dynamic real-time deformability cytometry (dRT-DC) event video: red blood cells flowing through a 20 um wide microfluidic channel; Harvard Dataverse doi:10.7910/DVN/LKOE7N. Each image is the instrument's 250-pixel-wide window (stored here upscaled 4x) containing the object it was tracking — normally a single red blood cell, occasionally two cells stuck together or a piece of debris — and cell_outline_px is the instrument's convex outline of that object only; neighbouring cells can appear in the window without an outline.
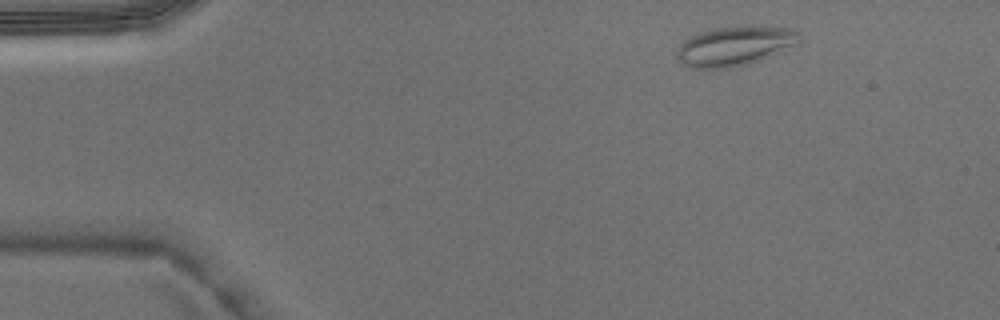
{"species": "Egyptian fruit bat (a non-hibernating species)", "species_latin": "Rousettus aegyptiacus", "temperature_condition": "warm", "stored_images_in_passage": 3, "camera_frame_rate_fps": 3000, "um_per_image_px": 0.085, "animal": {"sex": "male"}, "frame": {"image": 1, "passage_image": 1, "time_ms": 0.0, "image_size_px": [1000, 320], "cell_outline_px": [[800, 44], [760, 60], [748, 64], [728, 68], [692, 68], [684, 64], [676, 56], [676, 48], [684, 40], [700, 32], [716, 28], [788, 28], [800, 32]], "centroid_in_image_um": [62.45, 3.95], "position_along_channel_um": 22.6, "area_um2": 27.57}}